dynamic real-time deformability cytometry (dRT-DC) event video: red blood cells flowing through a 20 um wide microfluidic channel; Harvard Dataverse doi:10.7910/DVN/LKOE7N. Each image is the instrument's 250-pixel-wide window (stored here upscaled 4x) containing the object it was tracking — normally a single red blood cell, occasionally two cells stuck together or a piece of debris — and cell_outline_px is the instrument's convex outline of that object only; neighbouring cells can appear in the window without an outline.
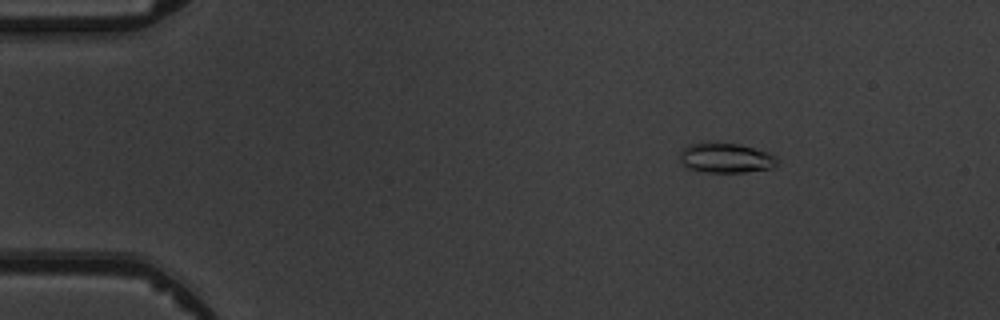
{"species": "common noctule bat (a hibernating species)", "species_latin": "Nyctalus noctula", "temperature_condition": "warm", "stored_images_in_passage": 6, "camera_frame_rate_fps": 3000, "um_per_image_px": 0.085, "animal": {"sex": "male", "body_mass_g": 19.5, "forearm_length_mm": 54.6}, "frame": {"image": 1, "passage_image": 3, "time_ms": 2.333, "image_size_px": [1000, 320], "cell_outline_px": [[776, 164], [772, 168], [744, 172], [704, 172], [688, 168], [680, 164], [680, 148], [688, 144], [700, 140], [736, 144], [768, 152], [776, 156]], "centroid_in_image_um": [61.59, 13.39], "position_along_channel_um": 23.4, "area_um2": 17.34}}